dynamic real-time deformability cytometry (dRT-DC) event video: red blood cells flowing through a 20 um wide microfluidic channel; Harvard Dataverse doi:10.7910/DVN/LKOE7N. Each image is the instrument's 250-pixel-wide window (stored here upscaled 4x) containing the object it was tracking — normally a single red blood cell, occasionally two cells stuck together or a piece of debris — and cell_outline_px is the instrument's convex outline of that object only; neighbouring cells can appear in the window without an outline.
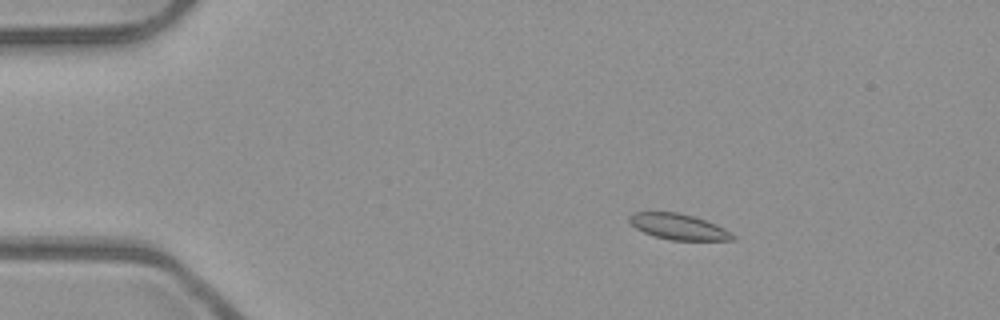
{"species": "common noctule bat (a hibernating species)", "species_latin": "Nyctalus noctula", "temperature_condition": "room temperature", "stored_images_in_passage": 3, "camera_frame_rate_fps": 3000, "um_per_image_px": 0.085, "animal": {"sex": "male", "body_mass_g": 23.1, "forearm_length_mm": 52.7}, "frame": {"image": 1, "passage_image": 1, "time_ms": 0.0, "image_size_px": [1000, 320], "cell_outline_px": [[736, 240], [672, 240], [656, 236], [644, 232], [636, 228], [628, 220], [628, 216], [632, 212], [676, 212], [692, 216], [716, 224], [724, 228], [736, 236]], "centroid_in_image_um": [57.67, 19.27], "position_along_channel_um": 27.3, "area_um2": 15.37}}